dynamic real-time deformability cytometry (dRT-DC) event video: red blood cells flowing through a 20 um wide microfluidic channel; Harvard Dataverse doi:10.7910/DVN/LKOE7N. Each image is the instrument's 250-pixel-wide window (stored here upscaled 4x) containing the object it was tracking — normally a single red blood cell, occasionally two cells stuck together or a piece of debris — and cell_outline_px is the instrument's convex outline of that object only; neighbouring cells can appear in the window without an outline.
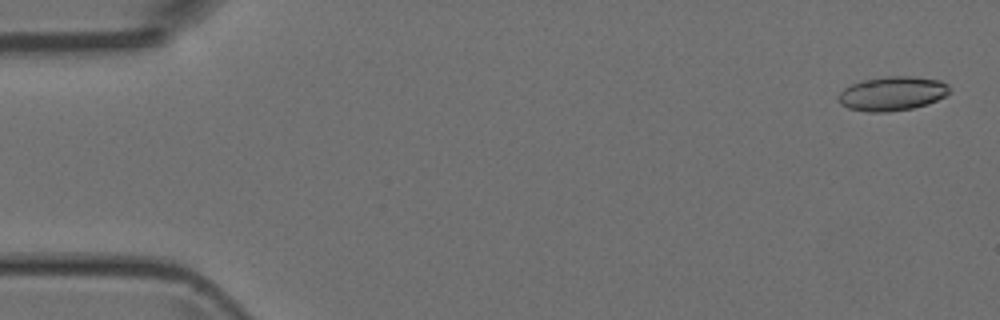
{"species": "Egyptian fruit bat (a non-hibernating species)", "species_latin": "Rousettus aegyptiacus", "temperature_condition": "room temperature", "stored_images_in_passage": 4, "camera_frame_rate_fps": 3000, "um_per_image_px": 0.085, "animal": {"sex": "female"}, "frame": {"image": 1, "passage_image": 1, "time_ms": 0.0, "image_size_px": [1000, 320], "cell_outline_px": [[948, 92], [944, 96], [928, 104], [912, 108], [888, 112], [868, 112], [848, 108], [840, 104], [840, 92], [844, 88], [860, 80], [888, 76], [912, 76], [940, 80], [948, 84]], "centroid_in_image_um": [75.83, 7.95], "position_along_channel_um": 9.2, "area_um2": 22.02}}
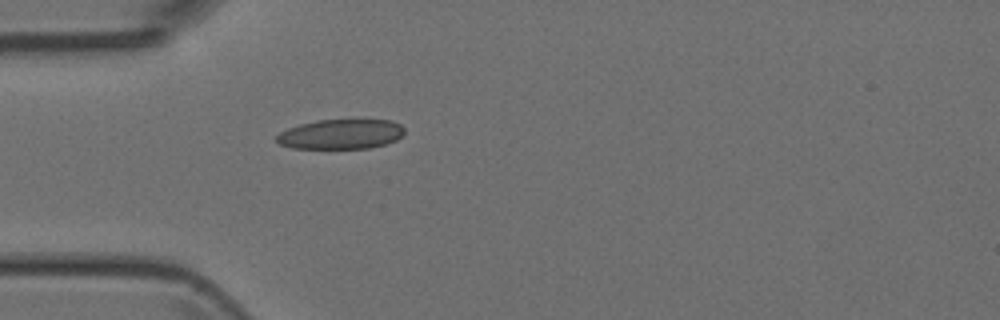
{"frame": {"image": 2, "passage_image": 4, "time_ms": 4.333, "image_size_px": [1000, 320], "cell_outline_px": [[404, 132], [396, 140], [384, 144], [368, 148], [292, 148], [280, 144], [276, 140], [276, 136], [280, 132], [288, 128], [300, 124], [316, 120], [392, 120], [400, 124], [404, 128]], "centroid_in_image_um": [28.96, 11.4], "position_along_channel_um": 56.0, "area_um2": 22.08}}